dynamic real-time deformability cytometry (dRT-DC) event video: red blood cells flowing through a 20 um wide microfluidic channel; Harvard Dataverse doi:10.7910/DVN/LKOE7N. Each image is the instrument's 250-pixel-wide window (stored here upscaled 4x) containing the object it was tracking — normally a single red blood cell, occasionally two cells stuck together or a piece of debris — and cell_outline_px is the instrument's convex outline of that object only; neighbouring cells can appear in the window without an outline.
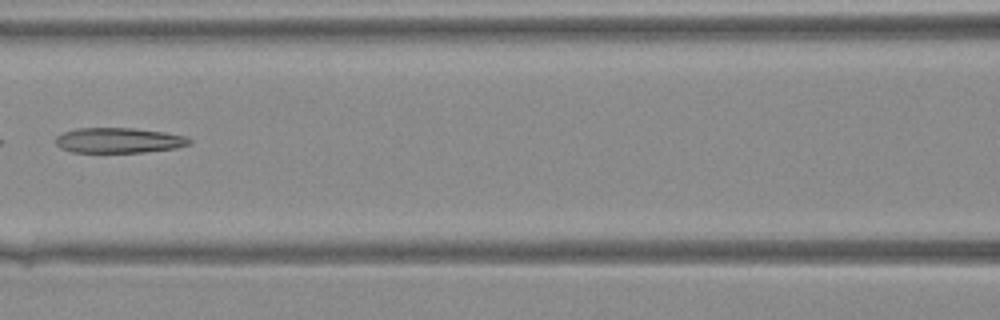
{"species": "Egyptian fruit bat (a non-hibernating species)", "species_latin": "Rousettus aegyptiacus", "temperature_condition": "warm", "stored_images_in_passage": 27, "camera_frame_rate_fps": 3000, "um_per_image_px": 0.085, "animal": {"sex": "female"}, "frame": {"image": 1, "passage_image": 8, "time_ms": 2.333, "image_size_px": [1000, 320], "cell_outline_px": [[192, 144], [176, 148], [144, 152], [72, 152], [60, 148], [56, 144], [56, 136], [64, 132], [76, 128], [132, 128], [164, 132], [184, 136], [192, 140]], "centroid_in_image_um": [10.1, 11.93], "position_along_channel_um": 156.5, "area_um2": 19.65}}
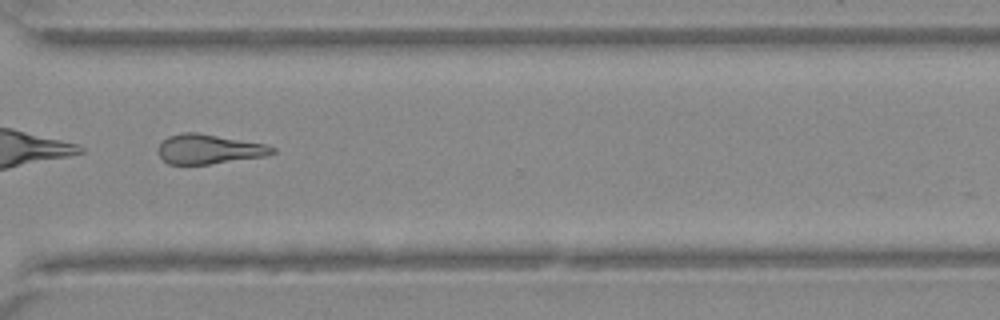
{"frame": {"image": 2, "passage_image": 20, "time_ms": 6.333, "image_size_px": [1000, 320], "cell_outline_px": [[276, 152], [268, 156], [208, 164], [168, 164], [160, 156], [156, 148], [168, 136], [184, 132], [196, 132], [264, 144], [276, 148]], "centroid_in_image_um": [17.76, 12.68], "position_along_channel_um": 352.8, "area_um2": 19.59}}